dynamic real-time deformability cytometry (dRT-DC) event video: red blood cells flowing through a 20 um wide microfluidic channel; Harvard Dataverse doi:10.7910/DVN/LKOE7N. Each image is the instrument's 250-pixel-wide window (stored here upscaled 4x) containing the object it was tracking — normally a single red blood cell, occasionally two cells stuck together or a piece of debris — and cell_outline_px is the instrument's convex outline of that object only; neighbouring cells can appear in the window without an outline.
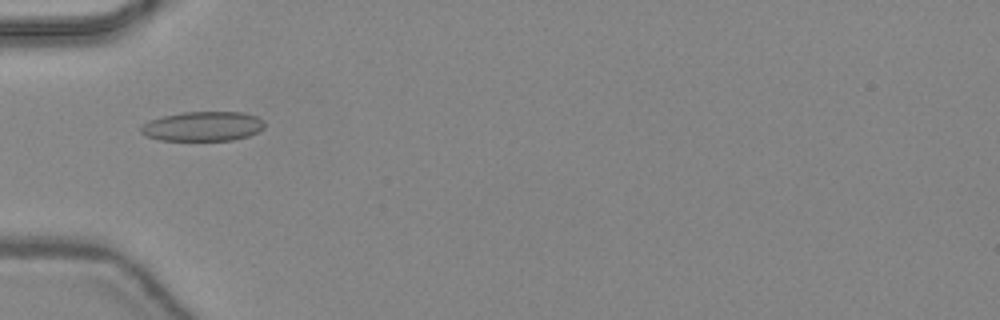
{"species": "common noctule bat (a hibernating species)", "species_latin": "Nyctalus noctula", "temperature_condition": "warm", "stored_images_in_passage": 28, "camera_frame_rate_fps": 3000, "um_per_image_px": 0.085, "animal": {"sex": "female", "body_mass_g": 24.6, "forearm_length_mm": 56.2}, "frame": {"image": 1, "passage_image": 2, "time_ms": 0.333, "image_size_px": [1000, 320], "cell_outline_px": [[264, 128], [248, 136], [232, 140], [160, 140], [144, 136], [140, 132], [140, 128], [148, 120], [164, 116], [184, 112], [244, 112], [256, 116], [264, 120]], "centroid_in_image_um": [17.23, 10.73], "position_along_channel_um": 67.8, "area_um2": 21.33}}
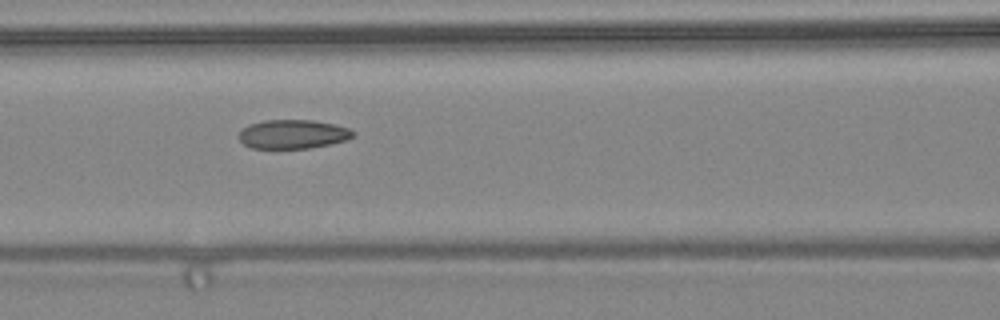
{"frame": {"image": 2, "passage_image": 7, "time_ms": 2.0, "image_size_px": [1000, 320], "cell_outline_px": [[356, 132], [348, 140], [308, 148], [252, 148], [244, 144], [240, 140], [240, 132], [248, 124], [264, 120], [312, 120], [332, 124], [348, 128]], "centroid_in_image_um": [24.89, 11.4], "position_along_channel_um": 141.7, "area_um2": 19.07}}
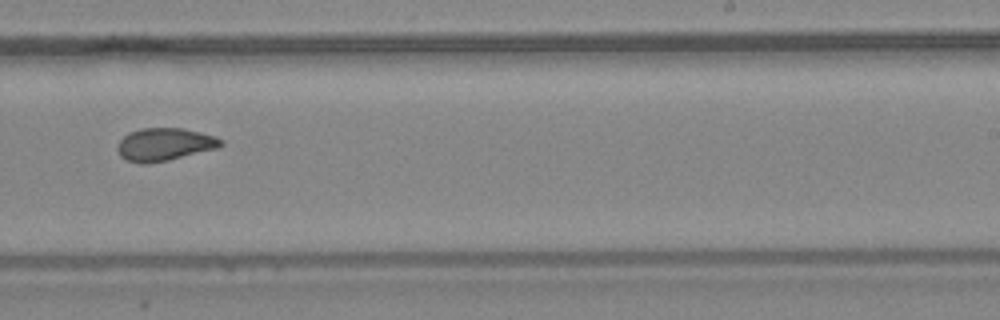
{"frame": {"image": 3, "passage_image": 16, "time_ms": 5.0, "image_size_px": [1000, 320], "cell_outline_px": [[224, 144], [216, 148], [168, 160], [148, 164], [140, 164], [128, 160], [120, 156], [116, 148], [120, 140], [128, 132], [140, 128], [184, 128], [216, 136], [224, 140]], "centroid_in_image_um": [13.97, 12.26], "position_along_channel_um": 275.0, "area_um2": 19.83}, "authors_computed_cell_mechanics": {"area_um2": 19.652, "velocity_mm_per_s": 4.452, "shape_relaxation_time_tau1_ms": null, "shape_relaxation_time_tau2_ms": 1.6215, "deformation_change_tau1": null, "deformation_change_tau2": 0.0809}}